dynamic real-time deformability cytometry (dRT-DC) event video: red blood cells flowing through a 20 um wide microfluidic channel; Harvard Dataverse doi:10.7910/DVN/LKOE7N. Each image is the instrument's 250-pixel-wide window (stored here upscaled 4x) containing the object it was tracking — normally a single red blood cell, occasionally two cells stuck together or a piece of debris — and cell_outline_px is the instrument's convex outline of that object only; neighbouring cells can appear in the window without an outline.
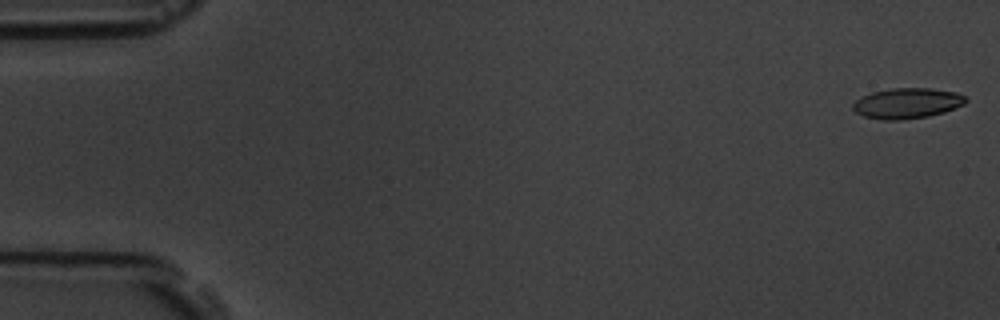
{"species": "common noctule bat (a hibernating species)", "species_latin": "Nyctalus noctula", "temperature_condition": "room temperature", "stored_images_in_passage": 5, "camera_frame_rate_fps": 3000, "um_per_image_px": 0.085, "animal": {"sex": "male", "body_mass_g": 19.5, "forearm_length_mm": 54.6}, "frame": {"image": 1, "passage_image": 1, "time_ms": 0.0, "image_size_px": [1000, 320], "cell_outline_px": [[968, 100], [964, 104], [944, 112], [928, 116], [900, 120], [884, 120], [864, 116], [856, 112], [852, 108], [852, 104], [860, 96], [872, 92], [892, 88], [928, 88], [956, 92], [964, 96]], "centroid_in_image_um": [77.08, 8.77], "position_along_channel_um": 7.9, "area_um2": 20.0}}
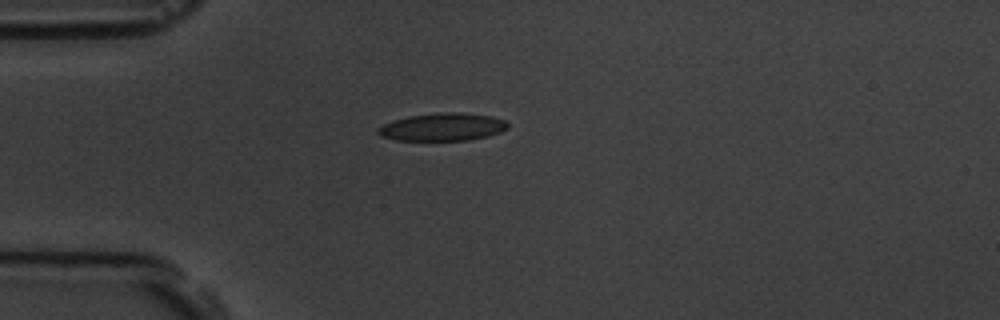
{"frame": {"image": 2, "passage_image": 5, "time_ms": 4.667, "image_size_px": [1000, 320], "cell_outline_px": [[508, 128], [500, 132], [488, 136], [468, 140], [396, 140], [380, 136], [376, 132], [376, 128], [392, 120], [408, 116], [444, 112], [460, 112], [492, 116], [504, 120], [508, 124]], "centroid_in_image_um": [37.59, 10.79], "position_along_channel_um": 47.4, "area_um2": 21.04}}